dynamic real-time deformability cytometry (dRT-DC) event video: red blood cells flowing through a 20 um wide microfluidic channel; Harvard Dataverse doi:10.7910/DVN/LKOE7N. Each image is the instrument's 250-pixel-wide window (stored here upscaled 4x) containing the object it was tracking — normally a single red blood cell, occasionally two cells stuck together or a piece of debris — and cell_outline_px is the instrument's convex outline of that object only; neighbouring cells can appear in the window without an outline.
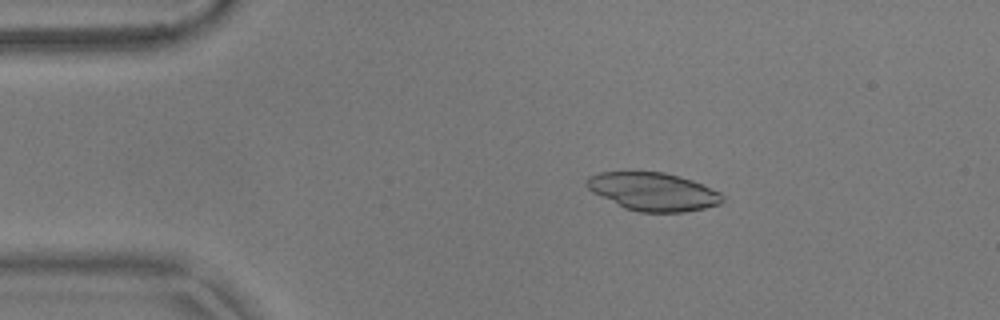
{"species": "common noctule bat (a hibernating species)", "species_latin": "Nyctalus noctula", "temperature_condition": "warm", "stored_images_in_passage": 54, "camera_frame_rate_fps": 3000, "um_per_image_px": 0.085, "animal": {"sex": "male", "body_mass_g": 17.9}, "frame": {"image": 1, "passage_image": 10, "time_ms": 3.0, "image_size_px": [1000, 320], "cell_outline_px": [[724, 200], [720, 204], [704, 208], [684, 212], [640, 212], [624, 208], [592, 192], [584, 184], [584, 180], [588, 176], [600, 172], [664, 172], [680, 176], [704, 184], [720, 192], [724, 196]], "centroid_in_image_um": [55.51, 16.28], "position_along_channel_um": 29.5, "area_um2": 30.35}}